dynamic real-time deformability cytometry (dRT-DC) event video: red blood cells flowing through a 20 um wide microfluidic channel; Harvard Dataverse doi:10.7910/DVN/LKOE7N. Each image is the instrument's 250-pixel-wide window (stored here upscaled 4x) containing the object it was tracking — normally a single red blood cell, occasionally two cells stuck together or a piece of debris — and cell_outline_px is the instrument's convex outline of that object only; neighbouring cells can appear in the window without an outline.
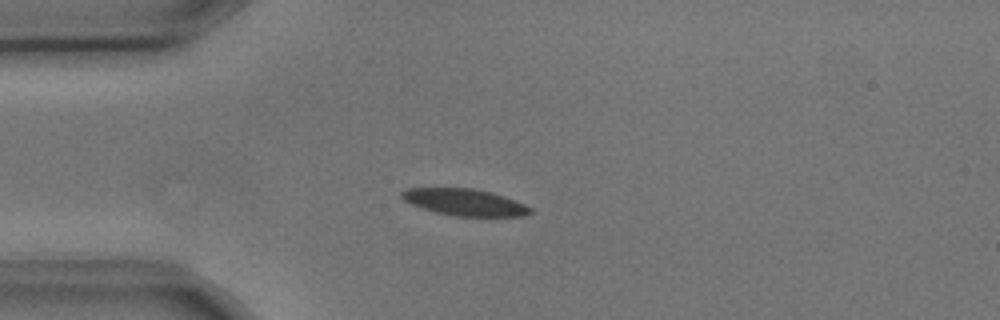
{"species": "common noctule bat (a hibernating species)", "species_latin": "Nyctalus noctula", "temperature_condition": "cold", "stored_images_in_passage": 2, "camera_frame_rate_fps": 3000, "um_per_image_px": 0.085, "animal": {"sex": "male", "body_mass_g": 17.9, "forearm_length_mm": 54.2}, "frame": {"image": 1, "passage_image": 1, "time_ms": 0.0, "image_size_px": [1000, 320], "cell_outline_px": [[532, 212], [524, 216], [456, 216], [436, 212], [412, 204], [404, 200], [400, 196], [400, 192], [408, 188], [472, 188], [492, 192], [516, 200], [532, 208]], "centroid_in_image_um": [39.52, 17.18], "position_along_channel_um": 45.5, "area_um2": 19.94}}
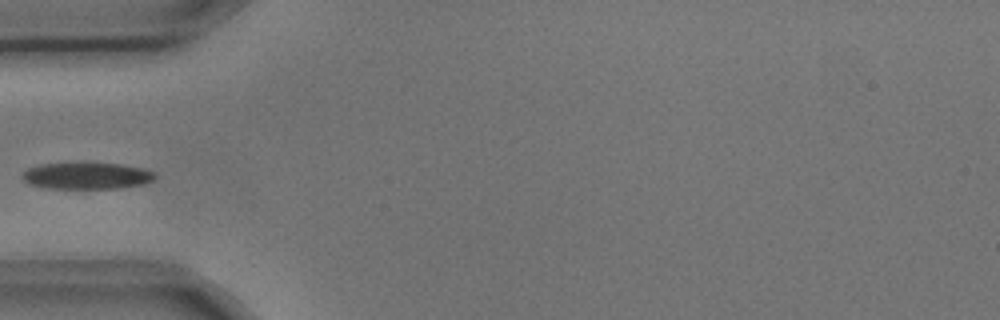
{"frame": {"image": 2, "passage_image": 2, "time_ms": 0.333, "image_size_px": [1000, 320], "cell_outline_px": [[156, 176], [152, 180], [144, 184], [120, 188], [44, 188], [28, 184], [20, 176], [28, 168], [40, 164], [76, 160], [120, 164], [144, 168], [152, 172]], "centroid_in_image_um": [7.31, 14.9], "position_along_channel_um": 77.7, "area_um2": 21.44}}